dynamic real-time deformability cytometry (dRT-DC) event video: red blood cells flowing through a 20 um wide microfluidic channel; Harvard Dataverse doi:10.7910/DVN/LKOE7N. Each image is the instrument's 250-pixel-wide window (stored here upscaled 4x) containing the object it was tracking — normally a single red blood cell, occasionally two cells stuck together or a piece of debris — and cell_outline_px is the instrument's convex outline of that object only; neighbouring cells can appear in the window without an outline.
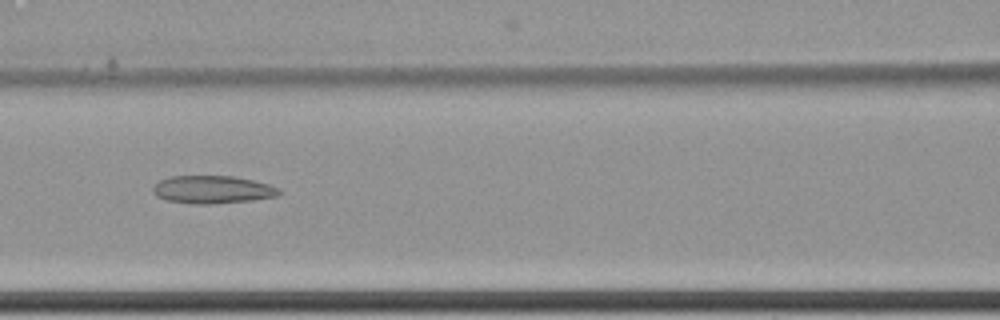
{"species": "common noctule bat (a hibernating species)", "species_latin": "Nyctalus noctula", "temperature_condition": "cold", "stored_images_in_passage": 9, "camera_frame_rate_fps": 3000, "um_per_image_px": 0.085, "animal": {"sex": "female", "body_mass_g": 22.7, "forearm_length_mm": 54.2}, "frame": {"image": 1, "passage_image": 9, "time_ms": 2.667, "image_size_px": [1000, 320], "cell_outline_px": [[280, 192], [276, 196], [252, 200], [212, 204], [192, 204], [168, 200], [156, 196], [152, 192], [152, 188], [160, 180], [168, 176], [232, 176], [252, 180], [268, 184], [280, 188]], "centroid_in_image_um": [18.03, 16.11], "position_along_channel_um": 148.6, "area_um2": 20.4}}